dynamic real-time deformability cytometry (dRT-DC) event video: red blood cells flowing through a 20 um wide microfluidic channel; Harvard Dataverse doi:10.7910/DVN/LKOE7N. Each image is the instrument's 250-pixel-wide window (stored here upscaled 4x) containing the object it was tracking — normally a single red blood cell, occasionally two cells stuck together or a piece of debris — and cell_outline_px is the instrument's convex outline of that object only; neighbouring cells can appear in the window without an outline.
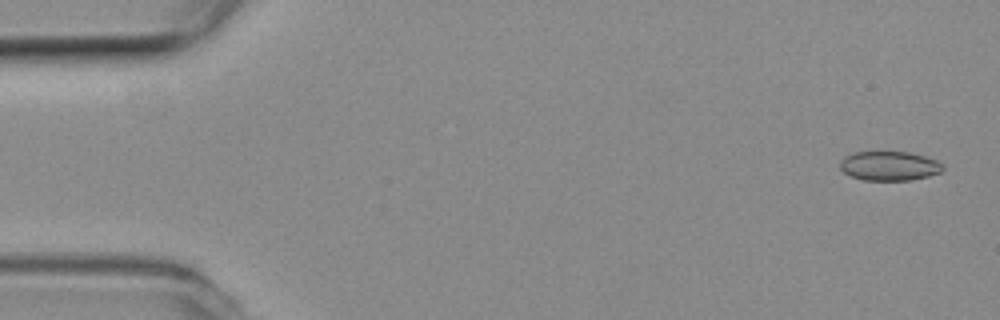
{"species": "common noctule bat (a hibernating species)", "species_latin": "Nyctalus noctula", "temperature_condition": "room temperature", "stored_images_in_passage": 53, "camera_frame_rate_fps": 3000, "um_per_image_px": 0.085, "animal": {"sex": "female", "body_mass_g": 19.3, "forearm_length_mm": 54.1}, "frame": {"image": 1, "passage_image": 2, "time_ms": 0.333, "image_size_px": [1000, 320], "cell_outline_px": [[944, 168], [940, 172], [928, 176], [912, 180], [864, 180], [852, 176], [844, 172], [840, 168], [840, 160], [844, 156], [856, 152], [908, 152], [924, 156], [936, 160], [944, 164]], "centroid_in_image_um": [75.6, 14.1], "position_along_channel_um": 9.4, "area_um2": 17.51}}
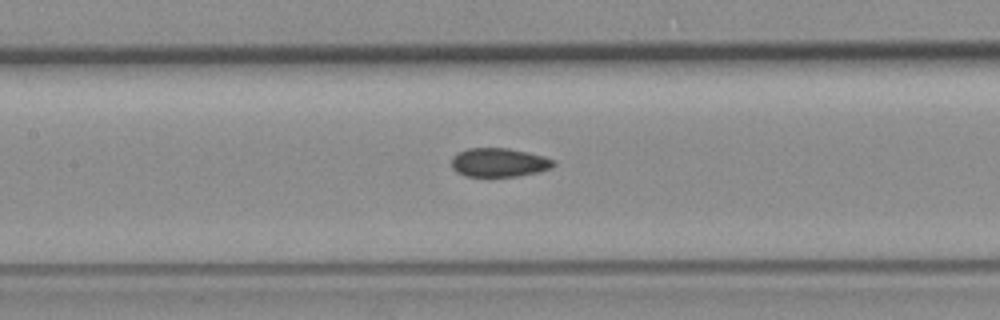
{"frame": {"image": 2, "passage_image": 24, "time_ms": 7.667, "image_size_px": [1000, 320], "cell_outline_px": [[556, 164], [552, 168], [536, 172], [516, 176], [464, 176], [456, 172], [452, 168], [452, 156], [468, 148], [508, 148], [528, 152], [544, 156], [556, 160]], "centroid_in_image_um": [42.43, 13.8], "position_along_channel_um": 165.0, "area_um2": 17.17}}
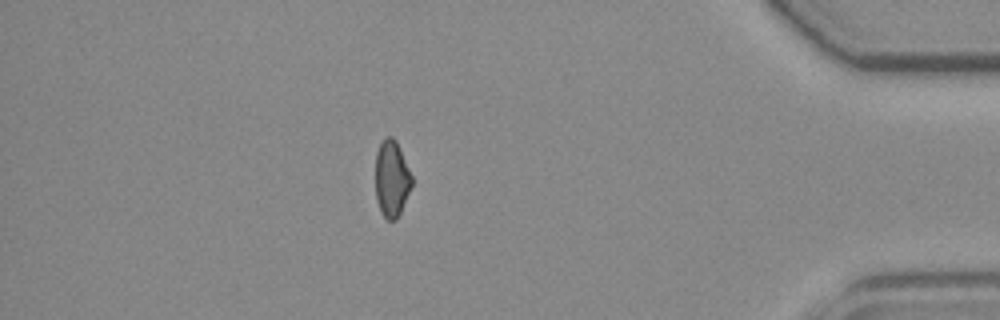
{"frame": {"image": 3, "passage_image": 46, "time_ms": 15.0, "image_size_px": [1000, 320], "cell_outline_px": [[412, 184], [400, 212], [396, 220], [388, 220], [380, 212], [376, 200], [376, 152], [384, 136], [392, 136], [396, 140], [400, 148], [412, 176]], "centroid_in_image_um": [33.28, 15.16], "position_along_channel_um": 401.9, "area_um2": 16.18}, "authors_computed_cell_mechanics": {"area_um2": 17.5134, "velocity_mm_per_s": 3.8737, "shape_relaxation_time_tau1_ms": null, "shape_relaxation_time_tau2_ms": 3.4645, "deformation_change_tau1": null, "deformation_change_tau2": 0.0792}}